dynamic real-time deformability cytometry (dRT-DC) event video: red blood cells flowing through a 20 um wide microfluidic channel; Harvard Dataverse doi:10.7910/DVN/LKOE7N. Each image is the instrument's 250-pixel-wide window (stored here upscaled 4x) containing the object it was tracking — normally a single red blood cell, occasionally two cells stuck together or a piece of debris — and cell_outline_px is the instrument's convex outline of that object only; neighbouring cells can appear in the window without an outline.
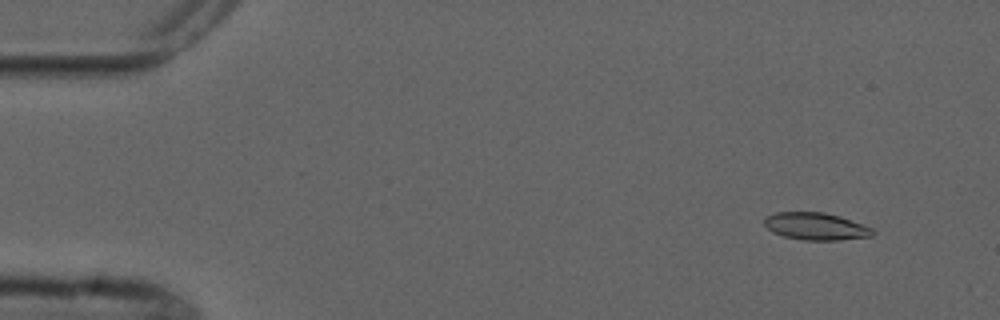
{"species": "common noctule bat (a hibernating species)", "species_latin": "Nyctalus noctula", "temperature_condition": "cold", "stored_images_in_passage": 2, "camera_frame_rate_fps": 3000, "um_per_image_px": 0.085, "animal": {"sex": "male", "forearm_length_mm": 52.5}, "frame": {"image": 1, "passage_image": 1, "time_ms": 0.0, "image_size_px": [1000, 320], "cell_outline_px": [[876, 232], [872, 236], [840, 240], [804, 240], [784, 236], [772, 232], [764, 224], [764, 220], [768, 216], [776, 212], [824, 212], [840, 216], [872, 228]], "centroid_in_image_um": [69.36, 19.24], "position_along_channel_um": 15.6, "area_um2": 17.17}}